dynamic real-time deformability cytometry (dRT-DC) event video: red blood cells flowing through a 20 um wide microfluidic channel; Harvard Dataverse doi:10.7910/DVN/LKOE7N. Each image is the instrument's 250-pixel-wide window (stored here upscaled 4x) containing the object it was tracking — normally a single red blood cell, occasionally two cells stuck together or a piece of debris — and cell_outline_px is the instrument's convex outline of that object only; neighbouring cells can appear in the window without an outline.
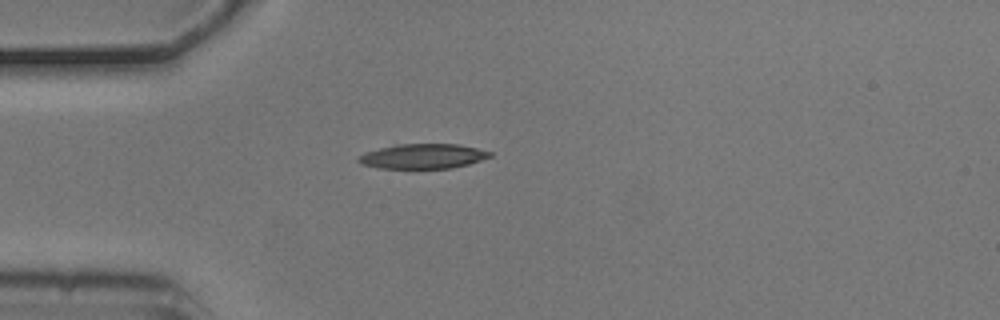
{"species": "common noctule bat (a hibernating species)", "species_latin": "Nyctalus noctula", "temperature_condition": "cold", "stored_images_in_passage": 2, "camera_frame_rate_fps": 3000, "um_per_image_px": 0.085, "animal": {"sex": "male", "body_mass_g": 20.5, "forearm_length_mm": 52.5}, "frame": {"image": 1, "passage_image": 1, "time_ms": 0.0, "image_size_px": [1000, 320], "cell_outline_px": [[492, 156], [468, 164], [452, 168], [376, 168], [360, 164], [356, 160], [364, 152], [396, 144], [460, 144], [492, 152]], "centroid_in_image_um": [35.92, 13.28], "position_along_channel_um": 49.1, "area_um2": 19.02}}